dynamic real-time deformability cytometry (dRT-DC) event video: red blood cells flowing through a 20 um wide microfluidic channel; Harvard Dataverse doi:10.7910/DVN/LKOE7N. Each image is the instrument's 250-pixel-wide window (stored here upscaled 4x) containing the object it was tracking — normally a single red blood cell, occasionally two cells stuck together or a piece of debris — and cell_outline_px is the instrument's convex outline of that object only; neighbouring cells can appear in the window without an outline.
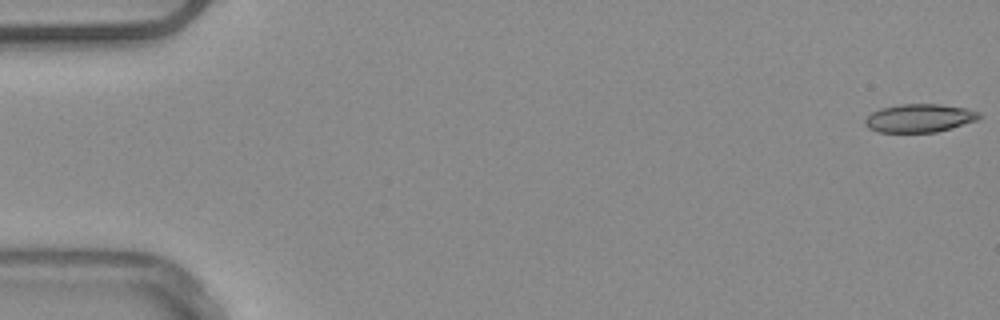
{"species": "common noctule bat (a hibernating species)", "species_latin": "Nyctalus noctula", "temperature_condition": "warm", "stored_images_in_passage": 53, "camera_frame_rate_fps": 3000, "um_per_image_px": 0.085, "animal": {"sex": "male", "body_mass_g": 20.4}, "frame": {"image": 1, "passage_image": 1, "time_ms": 0.0, "image_size_px": [1000, 320], "cell_outline_px": [[984, 116], [976, 120], [952, 128], [936, 132], [880, 132], [868, 128], [864, 124], [864, 120], [872, 112], [880, 108], [900, 104], [940, 104], [964, 108], [980, 112]], "centroid_in_image_um": [78.16, 10.04], "position_along_channel_um": 6.8, "area_um2": 18.84}}
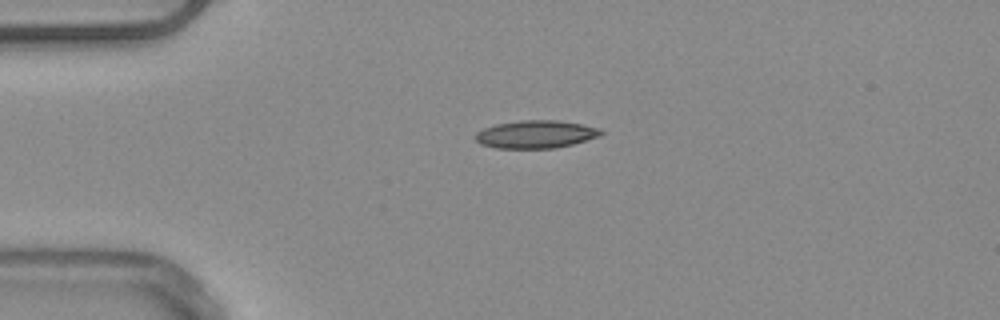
{"frame": {"image": 2, "passage_image": 13, "time_ms": 4.0, "image_size_px": [1000, 320], "cell_outline_px": [[604, 132], [600, 136], [572, 144], [556, 148], [496, 148], [480, 144], [476, 140], [476, 132], [484, 128], [496, 124], [520, 120], [556, 120], [580, 124], [600, 128]], "centroid_in_image_um": [45.54, 11.41], "position_along_channel_um": 39.5, "area_um2": 20.29}}
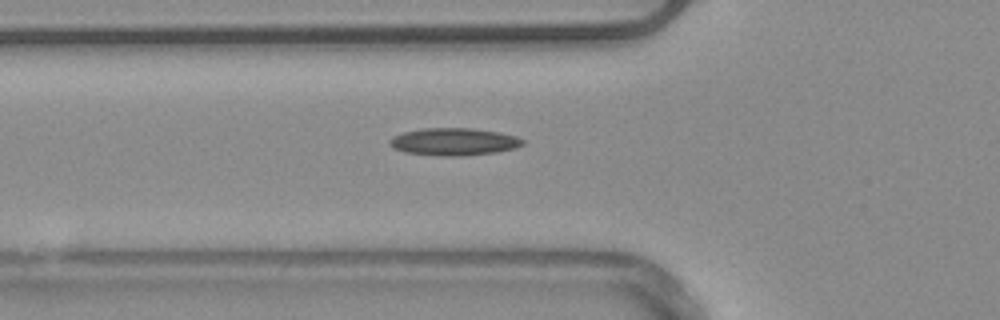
{"frame": {"image": 3, "passage_image": 19, "time_ms": 6.0, "image_size_px": [1000, 320], "cell_outline_px": [[524, 144], [512, 148], [496, 152], [460, 156], [440, 156], [404, 152], [392, 148], [388, 144], [388, 140], [392, 136], [404, 132], [424, 128], [472, 128], [496, 132], [516, 136], [524, 140]], "centroid_in_image_um": [38.51, 12.05], "position_along_channel_um": 87.3, "area_um2": 21.21}}